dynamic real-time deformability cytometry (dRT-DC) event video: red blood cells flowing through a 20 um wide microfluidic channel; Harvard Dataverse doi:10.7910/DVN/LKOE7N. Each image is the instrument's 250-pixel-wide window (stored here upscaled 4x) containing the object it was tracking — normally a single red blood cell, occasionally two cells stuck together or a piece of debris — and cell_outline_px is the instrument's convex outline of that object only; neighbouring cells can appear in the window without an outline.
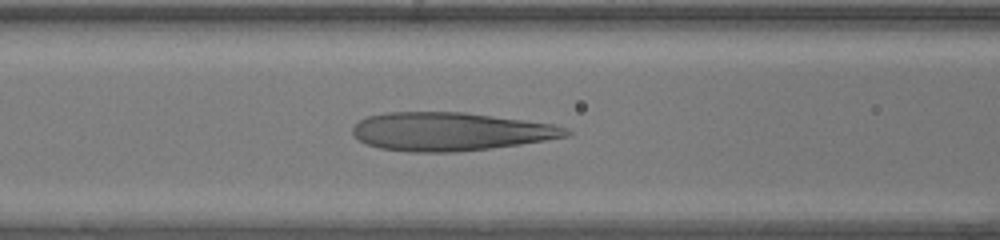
{"species": "human", "species_latin": "Homo sapiens", "temperature_condition": "warm", "stored_images_in_passage": 32, "camera_frame_rate_fps": 3000, "um_per_image_px": 0.085, "donor": {"sex": "female"}, "frame": {"image": 1, "passage_image": 6, "time_ms": 1.667, "image_size_px": [1000, 240], "cell_outline_px": [[572, 132], [568, 136], [520, 144], [492, 148], [456, 152], [408, 152], [380, 148], [368, 144], [360, 140], [352, 132], [352, 128], [360, 120], [368, 116], [388, 112], [464, 112], [556, 124]], "centroid_in_image_um": [38.28, 11.18], "position_along_channel_um": 128.3, "area_um2": 47.57}}
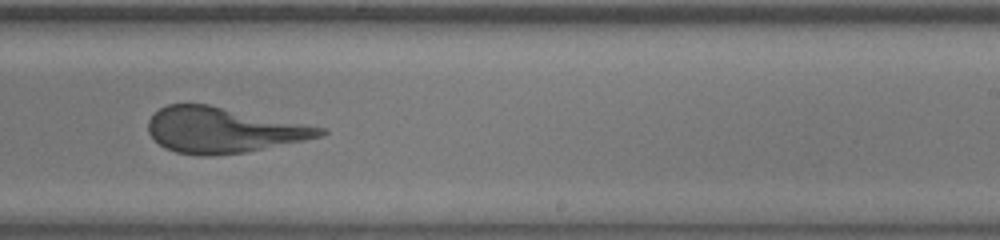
{"frame": {"image": 2, "passage_image": 16, "time_ms": 5.0, "image_size_px": [1000, 240], "cell_outline_px": [[328, 132], [320, 136], [304, 140], [244, 152], [212, 156], [200, 156], [176, 152], [164, 148], [148, 132], [148, 120], [160, 108], [168, 104], [208, 104], [324, 128]], "centroid_in_image_um": [18.92, 11.06], "position_along_channel_um": 270.1, "area_um2": 44.97}}
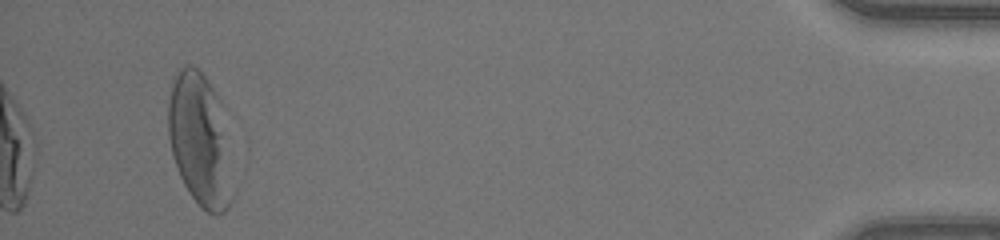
{"frame": {"image": 3, "passage_image": 32, "time_ms": 10.333, "image_size_px": [1000, 240], "cell_outline_px": [[236, 192], [228, 208], [224, 212], [216, 216], [208, 212], [188, 192], [180, 176], [172, 156], [168, 136], [168, 100], [172, 84], [176, 76], [188, 64], [192, 64], [204, 76], [220, 100]], "centroid_in_image_um": [17.02, 11.99], "position_along_channel_um": 418.2, "area_um2": 50.0}, "authors_computed_cell_mechanics": {"area_um2": 45.7776, "velocity_mm_per_s": 4.2765, "shape_relaxation_time_tau1_ms": null, "shape_relaxation_time_tau2_ms": 1.1172, "deformation_change_tau1": null, "deformation_change_tau2": 0.1187}}